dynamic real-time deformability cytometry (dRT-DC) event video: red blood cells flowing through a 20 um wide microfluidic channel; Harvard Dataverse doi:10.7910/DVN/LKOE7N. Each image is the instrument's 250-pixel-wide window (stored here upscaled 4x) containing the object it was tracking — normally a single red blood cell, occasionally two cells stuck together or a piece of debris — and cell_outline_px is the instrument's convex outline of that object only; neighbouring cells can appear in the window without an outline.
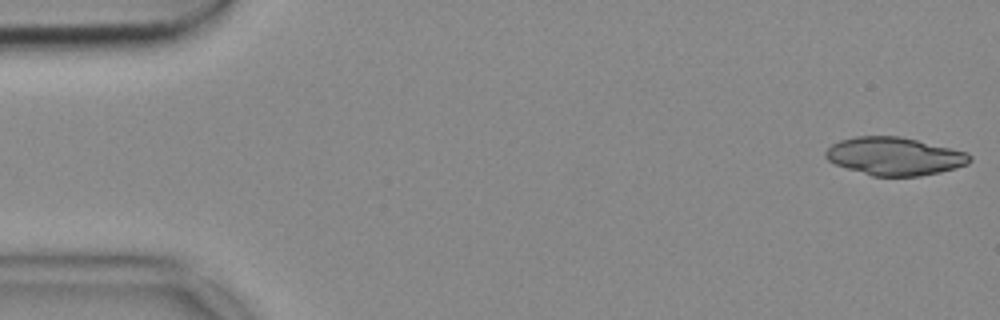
{"species": "common noctule bat (a hibernating species)", "species_latin": "Nyctalus noctula", "temperature_condition": "cold", "stored_images_in_passage": 51, "segment_of_instrument_passage": [1, 2], "camera_frame_rate_fps": 3000, "um_per_image_px": 0.085, "animal": {"sex": "female", "body_mass_g": 18.4}, "frame": {"image": 1, "passage_image": 1, "time_ms": 0.0, "image_size_px": [1000, 320], "cell_outline_px": [[972, 160], [968, 164], [956, 168], [940, 172], [920, 176], [872, 176], [836, 164], [828, 160], [824, 156], [824, 152], [832, 144], [840, 140], [856, 136], [900, 136], [968, 152], [972, 156]], "centroid_in_image_um": [76.06, 13.28], "position_along_channel_um": 8.9, "area_um2": 31.91}}